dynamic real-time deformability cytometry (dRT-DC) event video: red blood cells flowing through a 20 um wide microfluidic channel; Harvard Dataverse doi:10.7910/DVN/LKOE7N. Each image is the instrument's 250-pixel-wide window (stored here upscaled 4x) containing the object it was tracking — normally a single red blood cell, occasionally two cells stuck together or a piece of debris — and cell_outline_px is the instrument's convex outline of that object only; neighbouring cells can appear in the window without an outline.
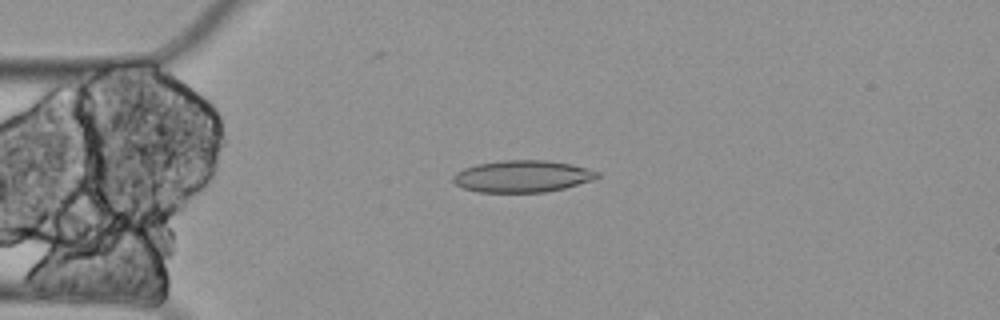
{"species": "Egyptian fruit bat (a non-hibernating species)", "species_latin": "Rousettus aegyptiacus", "temperature_condition": "cold", "stored_images_in_passage": 6, "camera_frame_rate_fps": 3000, "um_per_image_px": 0.085, "animal": {"sex": "female"}, "frame": {"image": 1, "passage_image": 4, "time_ms": 1.0, "image_size_px": [1000, 320], "cell_outline_px": [[600, 176], [592, 180], [564, 188], [544, 192], [476, 192], [464, 188], [456, 184], [452, 180], [452, 176], [456, 172], [464, 168], [476, 164], [500, 160], [548, 160], [572, 164], [588, 168], [600, 172]], "centroid_in_image_um": [44.4, 14.97], "position_along_channel_um": 40.6, "area_um2": 26.93}}
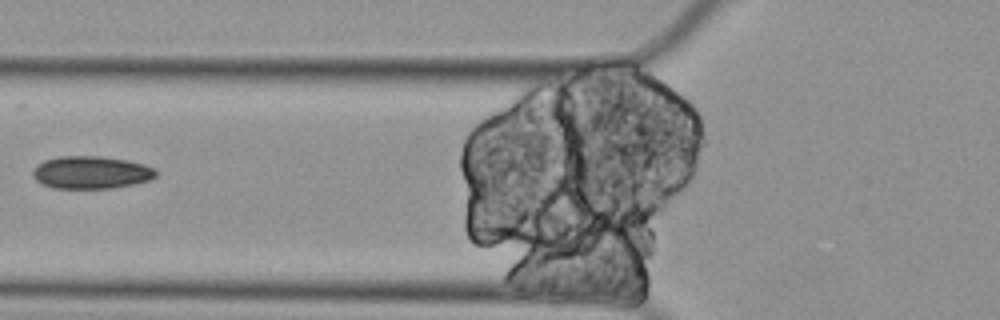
{"frame": {"image": 2, "passage_image": 6, "time_ms": 1.667, "image_size_px": [1000, 320], "cell_outline_px": [[156, 176], [148, 180], [132, 184], [112, 188], [52, 188], [36, 180], [32, 176], [32, 172], [36, 164], [44, 160], [60, 156], [100, 156], [124, 160], [144, 164], [156, 168]], "centroid_in_image_um": [7.71, 14.65], "position_along_channel_um": 118.1, "area_um2": 23.35}}